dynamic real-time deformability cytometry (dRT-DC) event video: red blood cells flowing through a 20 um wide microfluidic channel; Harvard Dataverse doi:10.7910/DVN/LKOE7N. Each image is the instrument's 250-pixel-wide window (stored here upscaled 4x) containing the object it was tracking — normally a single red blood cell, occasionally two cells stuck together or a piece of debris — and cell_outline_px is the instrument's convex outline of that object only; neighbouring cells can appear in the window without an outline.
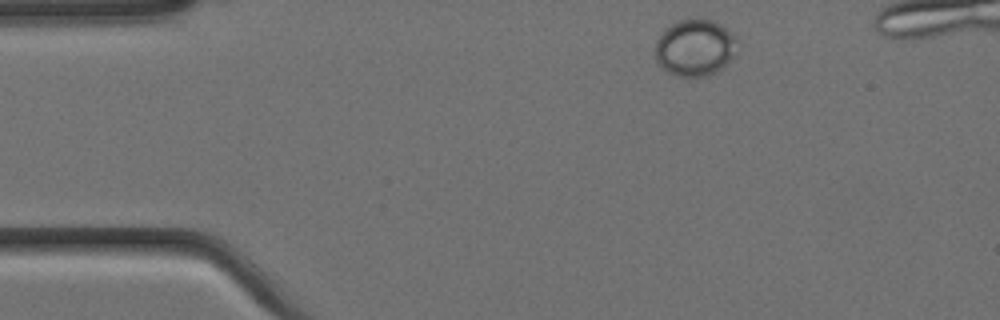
{"species": "Egyptian fruit bat (a non-hibernating species)", "species_latin": "Rousettus aegyptiacus", "temperature_condition": "cold", "stored_images_in_passage": 4, "camera_frame_rate_fps": 3000, "um_per_image_px": 0.085, "animal": {"sex": "female"}, "frame": {"image": 1, "passage_image": 1, "time_ms": 0.0, "image_size_px": [1000, 320], "cell_outline_px": [[736, 52], [716, 72], [708, 76], [676, 76], [660, 68], [656, 60], [656, 40], [672, 24], [680, 20], [696, 16], [700, 16], [712, 20], [720, 24], [736, 36]], "centroid_in_image_um": [59.06, 4.03], "position_along_channel_um": 25.9, "area_um2": 27.17}}